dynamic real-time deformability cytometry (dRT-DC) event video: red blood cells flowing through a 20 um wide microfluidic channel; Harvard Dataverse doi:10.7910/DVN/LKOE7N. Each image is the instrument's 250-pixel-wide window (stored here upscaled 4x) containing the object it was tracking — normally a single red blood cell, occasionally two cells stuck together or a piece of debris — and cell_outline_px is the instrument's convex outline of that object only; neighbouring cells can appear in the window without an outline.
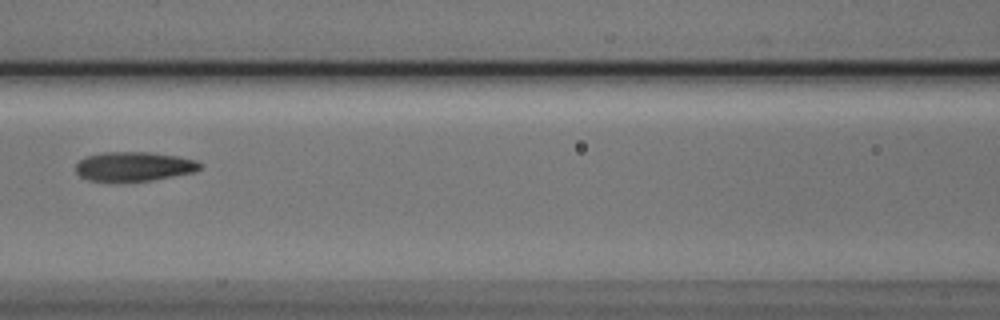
{"species": "Egyptian fruit bat (a non-hibernating species)", "species_latin": "Rousettus aegyptiacus", "temperature_condition": "cold", "stored_images_in_passage": 8, "camera_frame_rate_fps": 3000, "um_per_image_px": 0.085, "animal": {"sex": "male"}, "frame": {"image": 1, "passage_image": 5, "time_ms": 1.333, "image_size_px": [1000, 320], "cell_outline_px": [[200, 168], [192, 172], [152, 180], [88, 180], [80, 176], [76, 172], [76, 164], [80, 160], [88, 156], [104, 152], [148, 152], [176, 156], [196, 160], [200, 164]], "centroid_in_image_um": [11.36, 14.13], "position_along_channel_um": 155.2, "area_um2": 20.63}}
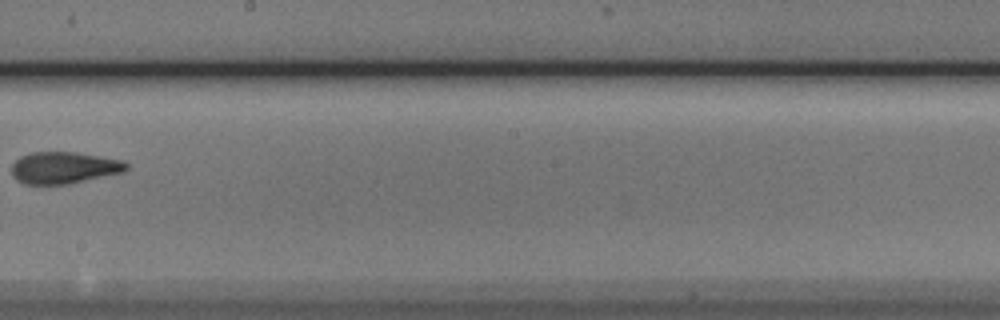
{"frame": {"image": 2, "passage_image": 7, "time_ms": 2.0, "image_size_px": [1000, 320], "cell_outline_px": [[128, 168], [124, 172], [68, 184], [24, 184], [16, 180], [12, 176], [12, 164], [20, 156], [28, 152], [76, 152], [124, 160], [128, 164]], "centroid_in_image_um": [5.43, 14.25], "position_along_channel_um": 242.8, "area_um2": 21.44}}
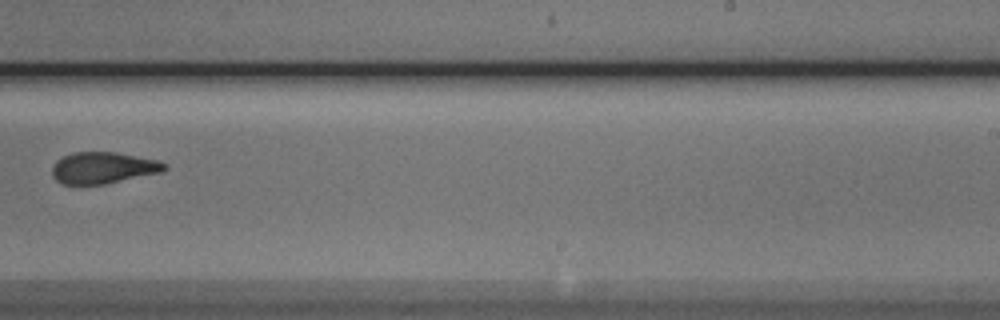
{"frame": {"image": 3, "passage_image": 8, "time_ms": 2.333, "image_size_px": [1000, 320], "cell_outline_px": [[168, 168], [160, 172], [104, 184], [76, 188], [60, 184], [52, 176], [52, 164], [56, 160], [72, 152], [116, 152], [156, 160], [168, 164]], "centroid_in_image_um": [8.67, 14.3], "position_along_channel_um": 280.3, "area_um2": 21.21}}